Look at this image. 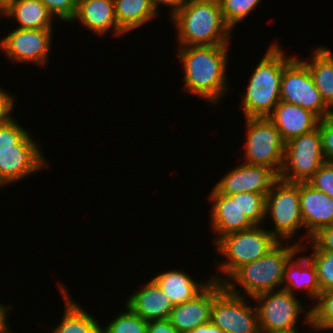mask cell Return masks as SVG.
<instances>
[{
	"label": "cell",
	"mask_w": 333,
	"mask_h": 333,
	"mask_svg": "<svg viewBox=\"0 0 333 333\" xmlns=\"http://www.w3.org/2000/svg\"><path fill=\"white\" fill-rule=\"evenodd\" d=\"M176 50L184 71L182 92L198 96L213 107L220 104L230 91L226 74L229 44L177 46Z\"/></svg>",
	"instance_id": "1"
},
{
	"label": "cell",
	"mask_w": 333,
	"mask_h": 333,
	"mask_svg": "<svg viewBox=\"0 0 333 333\" xmlns=\"http://www.w3.org/2000/svg\"><path fill=\"white\" fill-rule=\"evenodd\" d=\"M300 250L301 245L294 241H279L261 258L237 268L223 285L233 294L252 299L266 292L280 290L285 267Z\"/></svg>",
	"instance_id": "2"
},
{
	"label": "cell",
	"mask_w": 333,
	"mask_h": 333,
	"mask_svg": "<svg viewBox=\"0 0 333 333\" xmlns=\"http://www.w3.org/2000/svg\"><path fill=\"white\" fill-rule=\"evenodd\" d=\"M287 54L276 42H272L250 74L242 94L243 117H268L281 101V76L284 66L295 56Z\"/></svg>",
	"instance_id": "3"
},
{
	"label": "cell",
	"mask_w": 333,
	"mask_h": 333,
	"mask_svg": "<svg viewBox=\"0 0 333 333\" xmlns=\"http://www.w3.org/2000/svg\"><path fill=\"white\" fill-rule=\"evenodd\" d=\"M169 21L175 27L178 46L231 45L233 32L218 0H188Z\"/></svg>",
	"instance_id": "4"
},
{
	"label": "cell",
	"mask_w": 333,
	"mask_h": 333,
	"mask_svg": "<svg viewBox=\"0 0 333 333\" xmlns=\"http://www.w3.org/2000/svg\"><path fill=\"white\" fill-rule=\"evenodd\" d=\"M278 242L264 224L221 237L213 245L216 253L221 255L219 257L224 259H213L220 275L212 274V280L223 283L237 268L261 258Z\"/></svg>",
	"instance_id": "5"
},
{
	"label": "cell",
	"mask_w": 333,
	"mask_h": 333,
	"mask_svg": "<svg viewBox=\"0 0 333 333\" xmlns=\"http://www.w3.org/2000/svg\"><path fill=\"white\" fill-rule=\"evenodd\" d=\"M253 300L261 333L299 331L301 315L305 326L311 323V307L285 289L257 295Z\"/></svg>",
	"instance_id": "6"
},
{
	"label": "cell",
	"mask_w": 333,
	"mask_h": 333,
	"mask_svg": "<svg viewBox=\"0 0 333 333\" xmlns=\"http://www.w3.org/2000/svg\"><path fill=\"white\" fill-rule=\"evenodd\" d=\"M244 122L246 140L242 146V162L268 167L279 176L285 154V142L280 132L268 117H249Z\"/></svg>",
	"instance_id": "7"
},
{
	"label": "cell",
	"mask_w": 333,
	"mask_h": 333,
	"mask_svg": "<svg viewBox=\"0 0 333 333\" xmlns=\"http://www.w3.org/2000/svg\"><path fill=\"white\" fill-rule=\"evenodd\" d=\"M269 218L273 224L269 231L278 241L291 242L299 234L298 231L304 229L300 209V183L278 179L273 184L266 195L264 223Z\"/></svg>",
	"instance_id": "8"
},
{
	"label": "cell",
	"mask_w": 333,
	"mask_h": 333,
	"mask_svg": "<svg viewBox=\"0 0 333 333\" xmlns=\"http://www.w3.org/2000/svg\"><path fill=\"white\" fill-rule=\"evenodd\" d=\"M251 300L229 292L223 283L214 281L210 321L224 333H261L256 306L250 304Z\"/></svg>",
	"instance_id": "9"
},
{
	"label": "cell",
	"mask_w": 333,
	"mask_h": 333,
	"mask_svg": "<svg viewBox=\"0 0 333 333\" xmlns=\"http://www.w3.org/2000/svg\"><path fill=\"white\" fill-rule=\"evenodd\" d=\"M325 163L319 126L285 143L284 163L279 179L300 183L308 180Z\"/></svg>",
	"instance_id": "10"
},
{
	"label": "cell",
	"mask_w": 333,
	"mask_h": 333,
	"mask_svg": "<svg viewBox=\"0 0 333 333\" xmlns=\"http://www.w3.org/2000/svg\"><path fill=\"white\" fill-rule=\"evenodd\" d=\"M295 56L284 66L281 76V101L298 105L319 119L333 114L317 89L307 65Z\"/></svg>",
	"instance_id": "11"
},
{
	"label": "cell",
	"mask_w": 333,
	"mask_h": 333,
	"mask_svg": "<svg viewBox=\"0 0 333 333\" xmlns=\"http://www.w3.org/2000/svg\"><path fill=\"white\" fill-rule=\"evenodd\" d=\"M13 29L1 37L0 52L9 62L35 64L44 69L53 49L55 29Z\"/></svg>",
	"instance_id": "12"
},
{
	"label": "cell",
	"mask_w": 333,
	"mask_h": 333,
	"mask_svg": "<svg viewBox=\"0 0 333 333\" xmlns=\"http://www.w3.org/2000/svg\"><path fill=\"white\" fill-rule=\"evenodd\" d=\"M232 169L214 184V188L221 194L229 196L236 193L253 192L266 196L279 179L273 170L265 166L242 162Z\"/></svg>",
	"instance_id": "13"
},
{
	"label": "cell",
	"mask_w": 333,
	"mask_h": 333,
	"mask_svg": "<svg viewBox=\"0 0 333 333\" xmlns=\"http://www.w3.org/2000/svg\"><path fill=\"white\" fill-rule=\"evenodd\" d=\"M210 201V221L214 238L212 243H216L221 237L242 230L252 228L254 225L248 220L239 207V193L233 195H225L219 193L214 187L209 193Z\"/></svg>",
	"instance_id": "14"
},
{
	"label": "cell",
	"mask_w": 333,
	"mask_h": 333,
	"mask_svg": "<svg viewBox=\"0 0 333 333\" xmlns=\"http://www.w3.org/2000/svg\"><path fill=\"white\" fill-rule=\"evenodd\" d=\"M300 209L305 234L295 243L303 245L318 229L333 225V199L307 182H300Z\"/></svg>",
	"instance_id": "15"
},
{
	"label": "cell",
	"mask_w": 333,
	"mask_h": 333,
	"mask_svg": "<svg viewBox=\"0 0 333 333\" xmlns=\"http://www.w3.org/2000/svg\"><path fill=\"white\" fill-rule=\"evenodd\" d=\"M43 150H5L0 151V180L8 187L22 179L47 170L50 161ZM49 162V163H48ZM38 171V172H37Z\"/></svg>",
	"instance_id": "16"
},
{
	"label": "cell",
	"mask_w": 333,
	"mask_h": 333,
	"mask_svg": "<svg viewBox=\"0 0 333 333\" xmlns=\"http://www.w3.org/2000/svg\"><path fill=\"white\" fill-rule=\"evenodd\" d=\"M75 21L99 37H104L111 30L112 37L125 35L117 24L114 0H78L77 11L71 22Z\"/></svg>",
	"instance_id": "17"
},
{
	"label": "cell",
	"mask_w": 333,
	"mask_h": 333,
	"mask_svg": "<svg viewBox=\"0 0 333 333\" xmlns=\"http://www.w3.org/2000/svg\"><path fill=\"white\" fill-rule=\"evenodd\" d=\"M214 300V280L192 300L175 305L169 320L179 333H188L210 321Z\"/></svg>",
	"instance_id": "18"
},
{
	"label": "cell",
	"mask_w": 333,
	"mask_h": 333,
	"mask_svg": "<svg viewBox=\"0 0 333 333\" xmlns=\"http://www.w3.org/2000/svg\"><path fill=\"white\" fill-rule=\"evenodd\" d=\"M299 254H304L300 255ZM282 289L299 296L302 291L310 301L315 303L321 290L318 282L317 269L304 251H298L287 263L284 272ZM298 292V293H297Z\"/></svg>",
	"instance_id": "19"
},
{
	"label": "cell",
	"mask_w": 333,
	"mask_h": 333,
	"mask_svg": "<svg viewBox=\"0 0 333 333\" xmlns=\"http://www.w3.org/2000/svg\"><path fill=\"white\" fill-rule=\"evenodd\" d=\"M126 298L125 305L147 322L169 319L174 307L169 297L152 278L144 283L140 290Z\"/></svg>",
	"instance_id": "20"
},
{
	"label": "cell",
	"mask_w": 333,
	"mask_h": 333,
	"mask_svg": "<svg viewBox=\"0 0 333 333\" xmlns=\"http://www.w3.org/2000/svg\"><path fill=\"white\" fill-rule=\"evenodd\" d=\"M285 143L318 127L319 118L298 105L280 101L268 116Z\"/></svg>",
	"instance_id": "21"
},
{
	"label": "cell",
	"mask_w": 333,
	"mask_h": 333,
	"mask_svg": "<svg viewBox=\"0 0 333 333\" xmlns=\"http://www.w3.org/2000/svg\"><path fill=\"white\" fill-rule=\"evenodd\" d=\"M56 283H58V290L62 294V299H64L65 309L60 317V323L55 327L52 326L49 332L51 330L52 333H101L102 324L98 323L97 317L87 312L88 310L71 297L64 283L60 281Z\"/></svg>",
	"instance_id": "22"
},
{
	"label": "cell",
	"mask_w": 333,
	"mask_h": 333,
	"mask_svg": "<svg viewBox=\"0 0 333 333\" xmlns=\"http://www.w3.org/2000/svg\"><path fill=\"white\" fill-rule=\"evenodd\" d=\"M0 17L15 19L16 28L55 29L53 20L56 18L41 0H14L0 13Z\"/></svg>",
	"instance_id": "23"
},
{
	"label": "cell",
	"mask_w": 333,
	"mask_h": 333,
	"mask_svg": "<svg viewBox=\"0 0 333 333\" xmlns=\"http://www.w3.org/2000/svg\"><path fill=\"white\" fill-rule=\"evenodd\" d=\"M152 279L165 292L174 306L192 300L212 280L209 276V279H206L207 281L202 279L200 282L193 279L186 271L176 269L160 272Z\"/></svg>",
	"instance_id": "24"
},
{
	"label": "cell",
	"mask_w": 333,
	"mask_h": 333,
	"mask_svg": "<svg viewBox=\"0 0 333 333\" xmlns=\"http://www.w3.org/2000/svg\"><path fill=\"white\" fill-rule=\"evenodd\" d=\"M331 48H312L311 58H300L310 70L315 85L326 105L333 111V54Z\"/></svg>",
	"instance_id": "25"
},
{
	"label": "cell",
	"mask_w": 333,
	"mask_h": 333,
	"mask_svg": "<svg viewBox=\"0 0 333 333\" xmlns=\"http://www.w3.org/2000/svg\"><path fill=\"white\" fill-rule=\"evenodd\" d=\"M114 9L118 27L125 34L158 18L151 0H114Z\"/></svg>",
	"instance_id": "26"
},
{
	"label": "cell",
	"mask_w": 333,
	"mask_h": 333,
	"mask_svg": "<svg viewBox=\"0 0 333 333\" xmlns=\"http://www.w3.org/2000/svg\"><path fill=\"white\" fill-rule=\"evenodd\" d=\"M34 136L13 117L8 122L0 124V151L42 150Z\"/></svg>",
	"instance_id": "27"
},
{
	"label": "cell",
	"mask_w": 333,
	"mask_h": 333,
	"mask_svg": "<svg viewBox=\"0 0 333 333\" xmlns=\"http://www.w3.org/2000/svg\"><path fill=\"white\" fill-rule=\"evenodd\" d=\"M311 306V323L313 332L333 330V289L321 292L317 301ZM315 330V331H314Z\"/></svg>",
	"instance_id": "28"
},
{
	"label": "cell",
	"mask_w": 333,
	"mask_h": 333,
	"mask_svg": "<svg viewBox=\"0 0 333 333\" xmlns=\"http://www.w3.org/2000/svg\"><path fill=\"white\" fill-rule=\"evenodd\" d=\"M307 243V244H306ZM301 245V250L312 252L308 257L315 264L321 292L333 289V252L316 249L309 241ZM310 247V248H308Z\"/></svg>",
	"instance_id": "29"
},
{
	"label": "cell",
	"mask_w": 333,
	"mask_h": 333,
	"mask_svg": "<svg viewBox=\"0 0 333 333\" xmlns=\"http://www.w3.org/2000/svg\"><path fill=\"white\" fill-rule=\"evenodd\" d=\"M124 312L113 316L109 323L102 325L101 333H147L148 322L133 312L127 305Z\"/></svg>",
	"instance_id": "30"
},
{
	"label": "cell",
	"mask_w": 333,
	"mask_h": 333,
	"mask_svg": "<svg viewBox=\"0 0 333 333\" xmlns=\"http://www.w3.org/2000/svg\"><path fill=\"white\" fill-rule=\"evenodd\" d=\"M220 3L223 18L226 24L234 31L254 9L259 6L262 0H218Z\"/></svg>",
	"instance_id": "31"
},
{
	"label": "cell",
	"mask_w": 333,
	"mask_h": 333,
	"mask_svg": "<svg viewBox=\"0 0 333 333\" xmlns=\"http://www.w3.org/2000/svg\"><path fill=\"white\" fill-rule=\"evenodd\" d=\"M239 207L253 225H263L266 196L253 192L239 193Z\"/></svg>",
	"instance_id": "32"
},
{
	"label": "cell",
	"mask_w": 333,
	"mask_h": 333,
	"mask_svg": "<svg viewBox=\"0 0 333 333\" xmlns=\"http://www.w3.org/2000/svg\"><path fill=\"white\" fill-rule=\"evenodd\" d=\"M47 7V9L58 20L64 23H71L74 18L78 0H41Z\"/></svg>",
	"instance_id": "33"
},
{
	"label": "cell",
	"mask_w": 333,
	"mask_h": 333,
	"mask_svg": "<svg viewBox=\"0 0 333 333\" xmlns=\"http://www.w3.org/2000/svg\"><path fill=\"white\" fill-rule=\"evenodd\" d=\"M307 183L333 199V164L325 162Z\"/></svg>",
	"instance_id": "34"
},
{
	"label": "cell",
	"mask_w": 333,
	"mask_h": 333,
	"mask_svg": "<svg viewBox=\"0 0 333 333\" xmlns=\"http://www.w3.org/2000/svg\"><path fill=\"white\" fill-rule=\"evenodd\" d=\"M325 162L333 164V114L319 120Z\"/></svg>",
	"instance_id": "35"
},
{
	"label": "cell",
	"mask_w": 333,
	"mask_h": 333,
	"mask_svg": "<svg viewBox=\"0 0 333 333\" xmlns=\"http://www.w3.org/2000/svg\"><path fill=\"white\" fill-rule=\"evenodd\" d=\"M308 241L318 250L333 252V225L318 229Z\"/></svg>",
	"instance_id": "36"
},
{
	"label": "cell",
	"mask_w": 333,
	"mask_h": 333,
	"mask_svg": "<svg viewBox=\"0 0 333 333\" xmlns=\"http://www.w3.org/2000/svg\"><path fill=\"white\" fill-rule=\"evenodd\" d=\"M8 90L0 86V124L8 122L13 117V112L15 109V102L17 96H12Z\"/></svg>",
	"instance_id": "37"
},
{
	"label": "cell",
	"mask_w": 333,
	"mask_h": 333,
	"mask_svg": "<svg viewBox=\"0 0 333 333\" xmlns=\"http://www.w3.org/2000/svg\"><path fill=\"white\" fill-rule=\"evenodd\" d=\"M153 7L155 8L156 12L159 14V6L165 5L170 9L169 11V19H171L178 11H180L188 0H151Z\"/></svg>",
	"instance_id": "38"
},
{
	"label": "cell",
	"mask_w": 333,
	"mask_h": 333,
	"mask_svg": "<svg viewBox=\"0 0 333 333\" xmlns=\"http://www.w3.org/2000/svg\"><path fill=\"white\" fill-rule=\"evenodd\" d=\"M147 333H179L169 319L148 322Z\"/></svg>",
	"instance_id": "39"
},
{
	"label": "cell",
	"mask_w": 333,
	"mask_h": 333,
	"mask_svg": "<svg viewBox=\"0 0 333 333\" xmlns=\"http://www.w3.org/2000/svg\"><path fill=\"white\" fill-rule=\"evenodd\" d=\"M12 308L14 309L12 304H5L0 302V333H12V330L10 328L9 319H8V313L12 311ZM8 312V313H7Z\"/></svg>",
	"instance_id": "40"
},
{
	"label": "cell",
	"mask_w": 333,
	"mask_h": 333,
	"mask_svg": "<svg viewBox=\"0 0 333 333\" xmlns=\"http://www.w3.org/2000/svg\"><path fill=\"white\" fill-rule=\"evenodd\" d=\"M188 333H224L218 326L211 321L197 326L195 329Z\"/></svg>",
	"instance_id": "41"
},
{
	"label": "cell",
	"mask_w": 333,
	"mask_h": 333,
	"mask_svg": "<svg viewBox=\"0 0 333 333\" xmlns=\"http://www.w3.org/2000/svg\"><path fill=\"white\" fill-rule=\"evenodd\" d=\"M14 0H0V13L4 11Z\"/></svg>",
	"instance_id": "42"
},
{
	"label": "cell",
	"mask_w": 333,
	"mask_h": 333,
	"mask_svg": "<svg viewBox=\"0 0 333 333\" xmlns=\"http://www.w3.org/2000/svg\"><path fill=\"white\" fill-rule=\"evenodd\" d=\"M301 331H290V332H272V333H300Z\"/></svg>",
	"instance_id": "43"
},
{
	"label": "cell",
	"mask_w": 333,
	"mask_h": 333,
	"mask_svg": "<svg viewBox=\"0 0 333 333\" xmlns=\"http://www.w3.org/2000/svg\"><path fill=\"white\" fill-rule=\"evenodd\" d=\"M5 184L0 180V191H1V189H3V188H5Z\"/></svg>",
	"instance_id": "44"
}]
</instances>
